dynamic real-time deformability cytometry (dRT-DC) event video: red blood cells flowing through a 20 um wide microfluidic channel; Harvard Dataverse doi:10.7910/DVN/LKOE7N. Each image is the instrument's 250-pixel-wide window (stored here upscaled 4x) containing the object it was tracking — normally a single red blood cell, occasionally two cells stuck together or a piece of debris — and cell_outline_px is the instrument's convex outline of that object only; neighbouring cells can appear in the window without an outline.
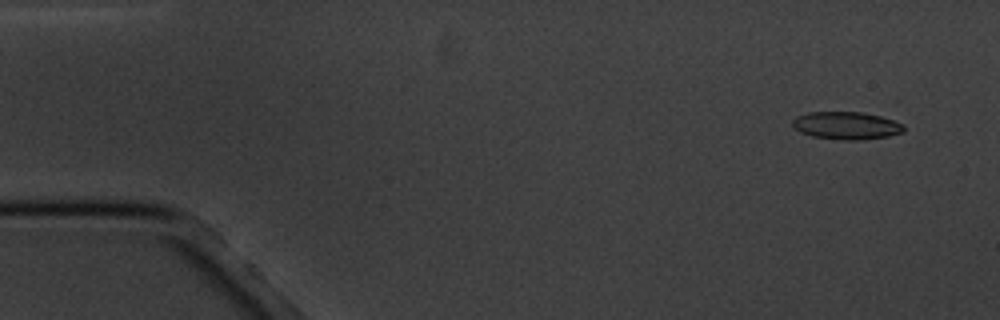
{"species": "common noctule bat (a hibernating species)", "species_latin": "Nyctalus noctula", "temperature_condition": "cold", "stored_images_in_passage": 4, "camera_frame_rate_fps": 3000, "um_per_image_px": 0.085, "animal": {"sex": "male", "body_mass_g": 20.1, "forearm_length_mm": 53.5}, "frame": {"image": 1, "passage_image": 1, "time_ms": 0.0, "image_size_px": [1000, 320], "cell_outline_px": [[904, 132], [888, 136], [860, 140], [844, 140], [812, 136], [800, 132], [792, 124], [792, 120], [796, 116], [808, 112], [860, 112], [880, 116], [904, 124]], "centroid_in_image_um": [71.94, 10.67], "position_along_channel_um": 13.1, "area_um2": 17.86}}
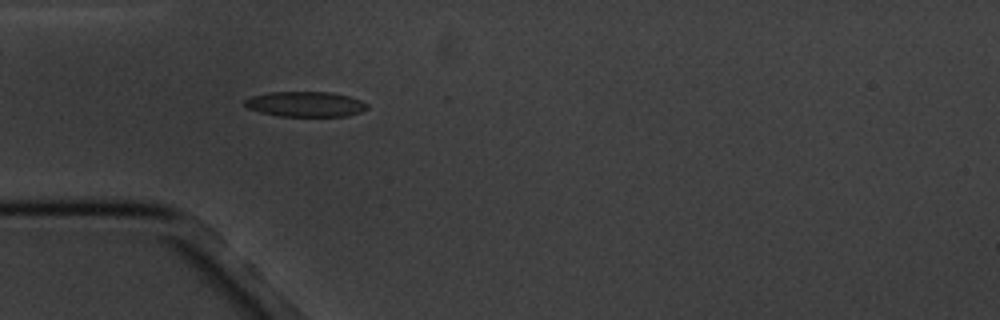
{"frame": {"image": 2, "passage_image": 4, "time_ms": 4.333, "image_size_px": [1000, 320], "cell_outline_px": [[368, 108], [360, 112], [348, 116], [280, 116], [260, 112], [248, 108], [244, 104], [244, 100], [252, 96], [268, 92], [332, 92], [348, 96], [360, 100], [368, 104]], "centroid_in_image_um": [25.97, 8.85], "position_along_channel_um": 59.0, "area_um2": 17.98}}